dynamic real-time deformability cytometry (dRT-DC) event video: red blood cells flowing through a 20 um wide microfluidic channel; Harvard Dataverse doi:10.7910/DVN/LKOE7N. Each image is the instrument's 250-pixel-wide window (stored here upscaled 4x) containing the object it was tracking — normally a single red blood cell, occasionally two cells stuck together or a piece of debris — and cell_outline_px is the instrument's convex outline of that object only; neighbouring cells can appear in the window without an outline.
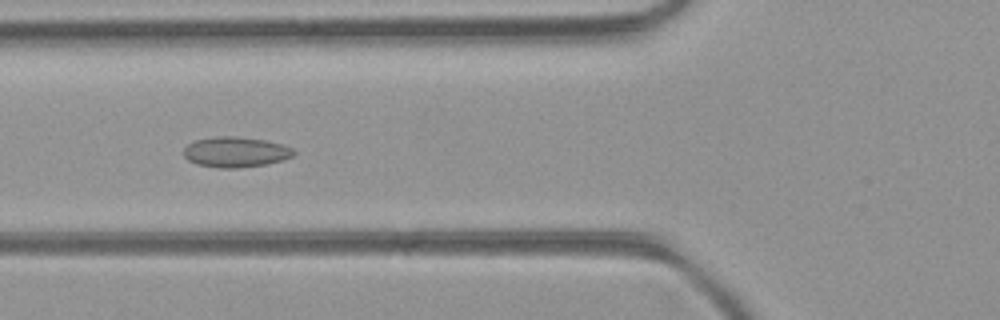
{"species": "common noctule bat (a hibernating species)", "species_latin": "Nyctalus noctula", "temperature_condition": "room temperature", "stored_images_in_passage": 37, "camera_frame_rate_fps": 3000, "um_per_image_px": 0.085, "animal": {"sex": "female", "body_mass_g": 21.9}, "frame": {"image": 1, "passage_image": 5, "time_ms": 1.333, "image_size_px": [1000, 320], "cell_outline_px": [[296, 152], [292, 156], [284, 160], [268, 164], [236, 168], [216, 168], [196, 164], [188, 160], [184, 156], [184, 148], [188, 144], [196, 140], [220, 136], [236, 136], [264, 140], [280, 144], [292, 148]], "centroid_in_image_um": [20.02, 12.93], "position_along_channel_um": 105.8, "area_um2": 19.48}}
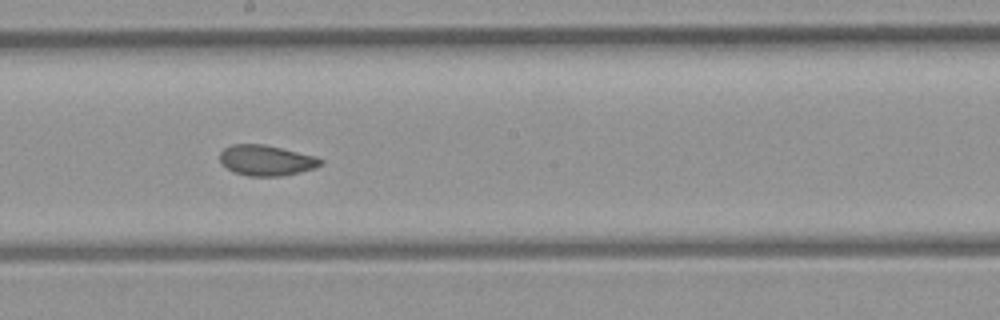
{"frame": {"image": 2, "passage_image": 14, "time_ms": 4.333, "image_size_px": [1000, 320], "cell_outline_px": [[324, 164], [316, 168], [300, 172], [280, 176], [248, 176], [236, 172], [228, 168], [220, 160], [220, 152], [224, 148], [232, 144], [264, 144], [316, 156], [324, 160]], "centroid_in_image_um": [22.69, 13.62], "position_along_channel_um": 225.5, "area_um2": 17.92}}
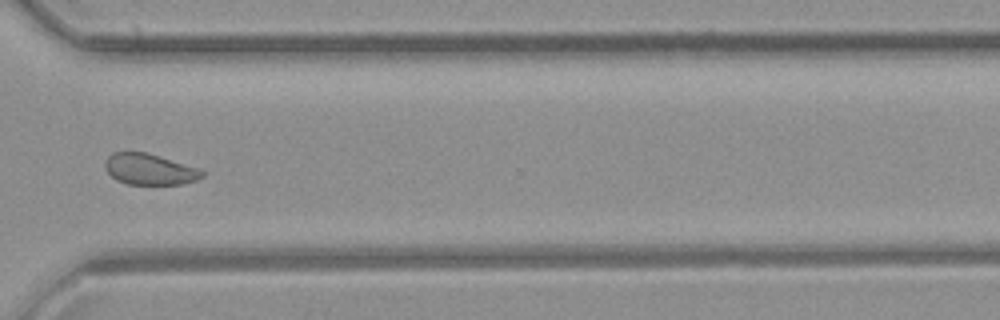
{"frame": {"image": 3, "passage_image": 24, "time_ms": 7.667, "image_size_px": [1000, 320], "cell_outline_px": [[208, 172], [204, 176], [196, 180], [180, 184], [128, 184], [116, 180], [104, 168], [104, 164], [108, 156], [112, 152], [144, 152], [196, 168]], "centroid_in_image_um": [12.69, 14.4], "position_along_channel_um": 357.9, "area_um2": 17.28}, "authors_computed_cell_mechanics": {"area_um2": 18.496, "velocity_mm_per_s": 3.9807, "shape_relaxation_time_tau1_ms": 10.9594, "shape_relaxation_time_tau2_ms": 1.7705, "deformation_change_tau1": 0.1383, "deformation_change_tau2": 0.0578}}